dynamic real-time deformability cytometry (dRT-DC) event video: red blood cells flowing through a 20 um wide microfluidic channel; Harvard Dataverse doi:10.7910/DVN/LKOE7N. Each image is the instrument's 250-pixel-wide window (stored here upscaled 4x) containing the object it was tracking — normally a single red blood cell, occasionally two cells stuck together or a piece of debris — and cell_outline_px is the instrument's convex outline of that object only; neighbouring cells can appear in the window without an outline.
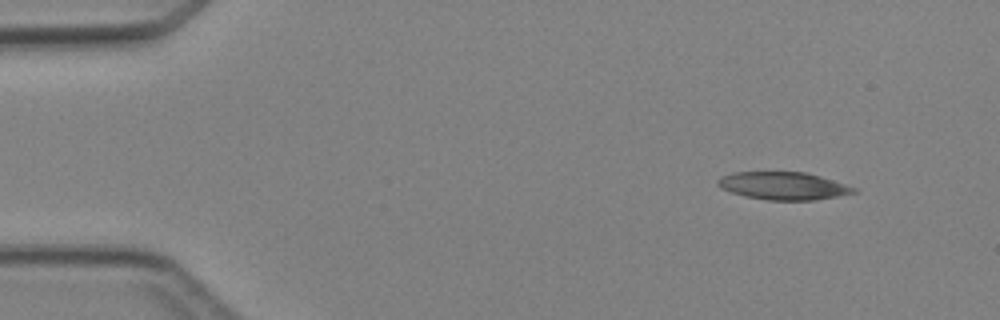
{"species": "Egyptian fruit bat (a non-hibernating species)", "species_latin": "Rousettus aegyptiacus", "temperature_condition": "cold", "stored_images_in_passage": 3, "camera_frame_rate_fps": 3000, "um_per_image_px": 0.085, "animal": {"sex": "female"}, "frame": {"image": 1, "passage_image": 1, "time_ms": 0.0, "image_size_px": [1000, 320], "cell_outline_px": [[860, 192], [816, 200], [768, 200], [744, 196], [720, 188], [716, 184], [716, 180], [720, 176], [732, 172], [804, 172], [820, 176], [856, 188]], "centroid_in_image_um": [66.55, 15.8], "position_along_channel_um": 18.4, "area_um2": 22.02}}